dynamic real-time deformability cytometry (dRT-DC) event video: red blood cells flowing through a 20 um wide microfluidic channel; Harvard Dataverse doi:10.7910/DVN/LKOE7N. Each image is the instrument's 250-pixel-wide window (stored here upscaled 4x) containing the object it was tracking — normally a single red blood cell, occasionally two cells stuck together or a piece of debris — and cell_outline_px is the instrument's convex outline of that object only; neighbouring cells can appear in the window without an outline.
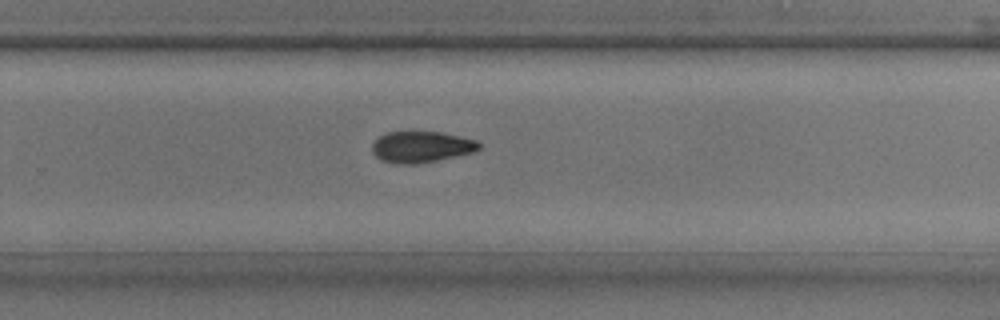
{"species": "common noctule bat (a hibernating species)", "species_latin": "Nyctalus noctula", "temperature_condition": "room temperature", "stored_images_in_passage": 31, "segment_of_instrument_passage": [1, 2], "camera_frame_rate_fps": 3000, "um_per_image_px": 0.085, "animal": {"sex": "male", "body_mass_g": 17.9, "forearm_length_mm": 54.2}, "frame": {"image": 1, "passage_image": 17, "time_ms": 5.333, "image_size_px": [1000, 320], "cell_outline_px": [[480, 148], [476, 152], [416, 164], [396, 164], [380, 160], [372, 152], [372, 144], [380, 136], [388, 132], [440, 132], [460, 136], [476, 140], [480, 144]], "centroid_in_image_um": [35.81, 12.49], "position_along_channel_um": 294.0, "area_um2": 19.42}}
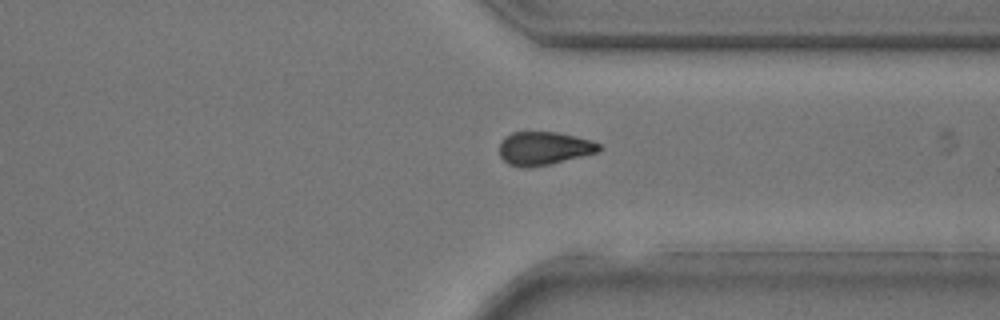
{"frame": {"image": 2, "passage_image": 21, "time_ms": 6.667, "image_size_px": [1000, 320], "cell_outline_px": [[604, 148], [600, 152], [548, 164], [508, 164], [500, 156], [500, 140], [512, 132], [556, 132], [592, 140], [600, 144]], "centroid_in_image_um": [46.3, 12.56], "position_along_channel_um": 365.1, "area_um2": 18.79}}
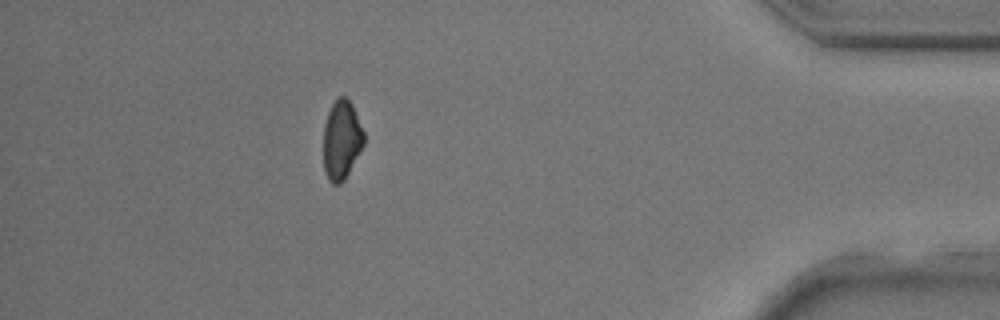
{"frame": {"image": 3, "passage_image": 26, "time_ms": 8.333, "image_size_px": [1000, 320], "cell_outline_px": [[364, 144], [344, 180], [340, 184], [332, 184], [328, 180], [324, 172], [324, 124], [328, 112], [332, 104], [340, 96], [344, 96], [352, 104], [364, 132]], "centroid_in_image_um": [29.02, 11.91], "position_along_channel_um": 406.2, "area_um2": 18.55}}